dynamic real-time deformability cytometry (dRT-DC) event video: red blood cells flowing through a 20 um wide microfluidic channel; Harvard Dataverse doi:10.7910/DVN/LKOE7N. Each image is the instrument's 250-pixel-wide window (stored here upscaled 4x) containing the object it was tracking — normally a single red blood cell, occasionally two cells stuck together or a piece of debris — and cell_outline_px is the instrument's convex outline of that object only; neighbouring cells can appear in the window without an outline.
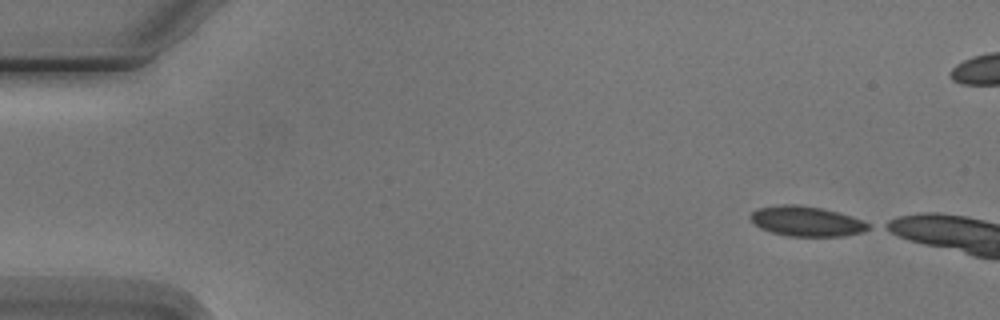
{"species": "Egyptian fruit bat (a non-hibernating species)", "species_latin": "Rousettus aegyptiacus", "temperature_condition": "cold", "stored_images_in_passage": 4, "camera_frame_rate_fps": 3000, "um_per_image_px": 0.085, "animal": {"sex": "male"}, "frame": {"image": 1, "passage_image": 1, "time_ms": 0.0, "image_size_px": [1000, 320], "cell_outline_px": [[872, 228], [864, 232], [844, 236], [788, 236], [772, 232], [760, 228], [748, 216], [756, 208], [784, 204], [796, 204], [820, 208], [836, 212], [872, 224]], "centroid_in_image_um": [68.55, 18.81], "position_along_channel_um": 16.4, "area_um2": 20.52}}